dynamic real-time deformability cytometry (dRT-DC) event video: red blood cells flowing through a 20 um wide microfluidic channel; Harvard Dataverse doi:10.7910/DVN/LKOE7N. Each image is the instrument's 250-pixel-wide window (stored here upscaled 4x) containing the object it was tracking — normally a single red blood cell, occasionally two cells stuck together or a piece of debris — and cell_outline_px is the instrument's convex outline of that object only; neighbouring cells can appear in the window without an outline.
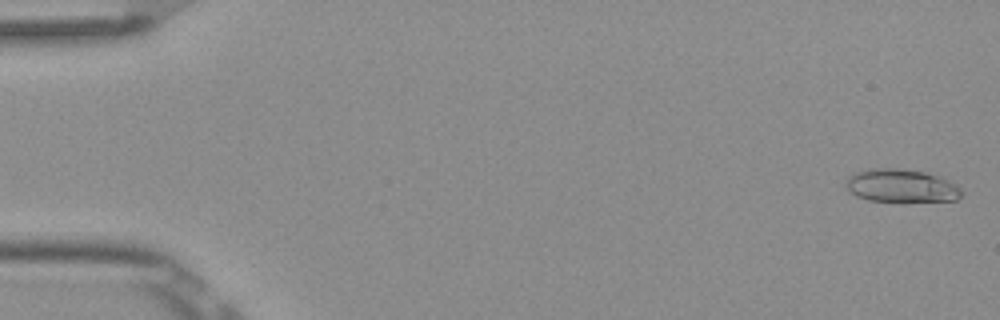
{"species": "Egyptian fruit bat (a non-hibernating species)", "species_latin": "Rousettus aegyptiacus", "temperature_condition": "room temperature", "stored_images_in_passage": 6, "camera_frame_rate_fps": 3000, "um_per_image_px": 0.085, "frame": {"image": 1, "passage_image": 1, "time_ms": 0.0, "image_size_px": [1000, 320], "cell_outline_px": [[964, 192], [956, 200], [868, 200], [856, 196], [848, 192], [844, 184], [848, 176], [856, 172], [868, 168], [900, 168], [924, 172], [940, 176], [956, 184]], "centroid_in_image_um": [76.56, 15.76], "position_along_channel_um": 8.4, "area_um2": 22.2}}